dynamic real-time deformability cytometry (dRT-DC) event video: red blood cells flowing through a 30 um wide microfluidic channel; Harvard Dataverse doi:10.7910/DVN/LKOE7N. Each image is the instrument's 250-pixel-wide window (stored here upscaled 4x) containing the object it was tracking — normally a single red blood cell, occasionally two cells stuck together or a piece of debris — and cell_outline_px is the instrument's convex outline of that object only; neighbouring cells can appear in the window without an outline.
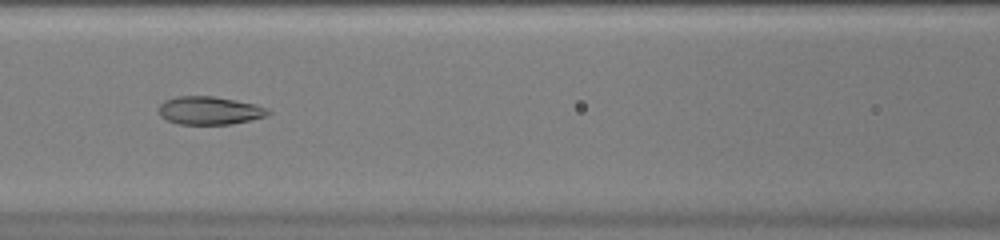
{"species": "common noctule bat (a hibernating species)", "species_latin": "Nyctalus noctula", "temperature_condition": "warm", "stored_images_in_passage": 52, "camera_frame_rate_fps": 3000, "um_per_image_px": 0.085, "animal": {"sex": "female", "body_mass_g": 20.0, "forearm_length_mm": 54.0}, "frame": {"image": 1, "passage_image": 24, "time_ms": 7.667, "image_size_px": [1000, 240], "cell_outline_px": [[272, 112], [264, 116], [232, 124], [180, 124], [168, 120], [160, 116], [160, 104], [164, 100], [176, 96], [212, 96], [256, 104], [268, 108]], "centroid_in_image_um": [17.81, 9.39], "position_along_channel_um": 148.8, "area_um2": 17.74}}
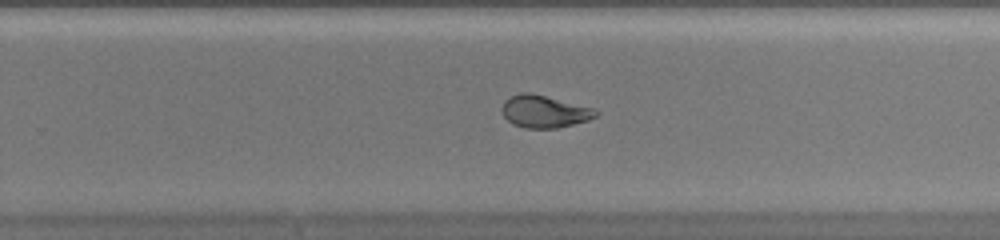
{"frame": {"image": 2, "passage_image": 34, "time_ms": 11.0, "image_size_px": [1000, 240], "cell_outline_px": [[600, 112], [596, 116], [588, 120], [556, 128], [524, 128], [512, 124], [504, 116], [500, 108], [504, 100], [520, 92], [532, 92], [592, 108]], "centroid_in_image_um": [46.22, 9.47], "position_along_channel_um": 283.6, "area_um2": 17.69}}
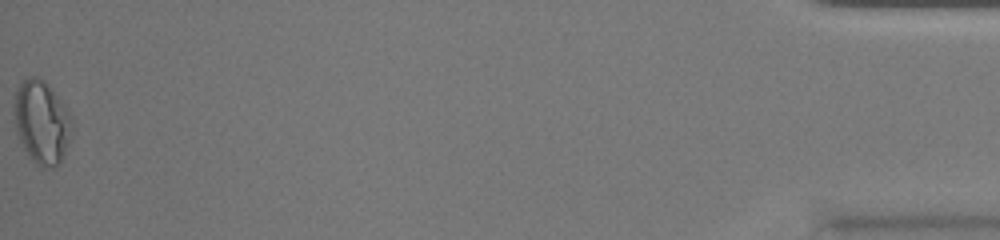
{"frame": {"image": 3, "passage_image": 52, "time_ms": 17.0, "image_size_px": [1000, 240], "cell_outline_px": [[72, 128], [60, 164], [52, 168], [40, 168], [28, 156], [16, 132], [16, 88], [20, 80], [32, 76], [36, 76], [44, 80], [52, 88], [64, 104], [72, 120]], "centroid_in_image_um": [3.55, 10.38], "position_along_channel_um": 431.6, "area_um2": 27.8}, "authors_computed_cell_mechanics": {"area_um2": 21.0103, "velocity_mm_per_s": 4.0506, "shape_relaxation_time_tau1_ms": null, "shape_relaxation_time_tau2_ms": 1.0522, "deformation_change_tau1": null, "deformation_change_tau2": 0.0603}}